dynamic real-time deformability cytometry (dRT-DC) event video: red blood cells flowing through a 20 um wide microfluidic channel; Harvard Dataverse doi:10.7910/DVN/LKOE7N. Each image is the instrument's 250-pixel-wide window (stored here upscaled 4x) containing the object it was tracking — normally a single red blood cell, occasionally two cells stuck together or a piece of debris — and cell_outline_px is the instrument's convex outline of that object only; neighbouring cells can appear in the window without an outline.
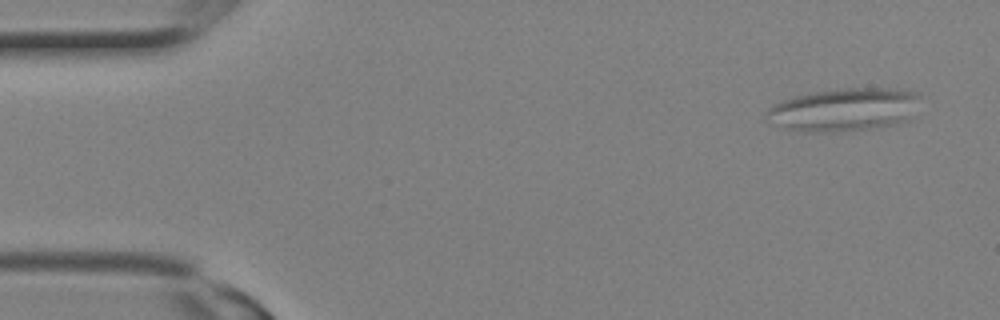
{"species": "Egyptian fruit bat (a non-hibernating species)", "species_latin": "Rousettus aegyptiacus", "temperature_condition": "room temperature", "stored_images_in_passage": 2, "camera_frame_rate_fps": 3000, "um_per_image_px": 0.085, "animal": {"sex": "female"}, "frame": {"image": 1, "passage_image": 1, "time_ms": 0.0, "image_size_px": [1000, 320], "cell_outline_px": [[920, 96], [908, 120], [892, 124], [872, 128], [836, 132], [800, 132], [780, 128], [764, 120], [764, 112], [772, 104], [796, 96], [816, 92], [844, 88], [884, 88], [920, 92]], "centroid_in_image_um": [71.64, 9.34], "position_along_channel_um": 13.4, "area_um2": 38.73}}